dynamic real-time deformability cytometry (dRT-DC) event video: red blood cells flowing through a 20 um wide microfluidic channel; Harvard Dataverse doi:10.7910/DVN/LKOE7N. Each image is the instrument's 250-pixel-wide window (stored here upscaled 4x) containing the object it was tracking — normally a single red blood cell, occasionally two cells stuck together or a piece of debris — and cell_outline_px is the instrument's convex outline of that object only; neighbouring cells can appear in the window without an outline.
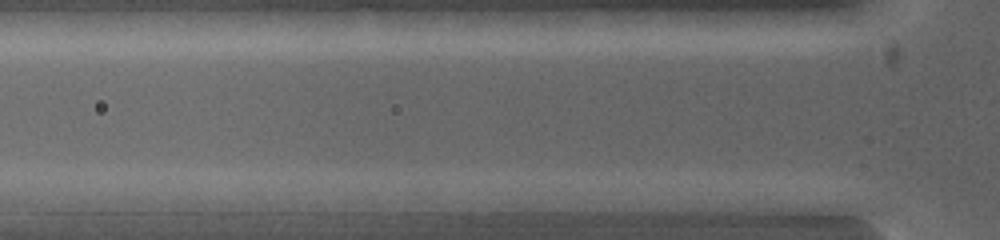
{"species": "common noctule bat (a hibernating species)", "species_latin": "Nyctalus noctula", "temperature_condition": "warm", "stored_images_in_passage": 3, "camera_frame_rate_fps": 5000, "um_per_image_px": 0.085, "animal": {"sex": "female", "body_mass_g": 19.0, "forearm_length_mm": 53.3}, "frame": {"image": 1, "passage_image": 2, "time_ms": 0.4, "image_size_px": [1000, 240], "cell_outline_px": [[580, 200], [556, 212], [496, 212], [492, 200], [500, 192], [556, 192]], "centroid_in_image_um": [45.19, 17.17], "position_along_channel_um": 80.6, "area_um2": 10.58}}